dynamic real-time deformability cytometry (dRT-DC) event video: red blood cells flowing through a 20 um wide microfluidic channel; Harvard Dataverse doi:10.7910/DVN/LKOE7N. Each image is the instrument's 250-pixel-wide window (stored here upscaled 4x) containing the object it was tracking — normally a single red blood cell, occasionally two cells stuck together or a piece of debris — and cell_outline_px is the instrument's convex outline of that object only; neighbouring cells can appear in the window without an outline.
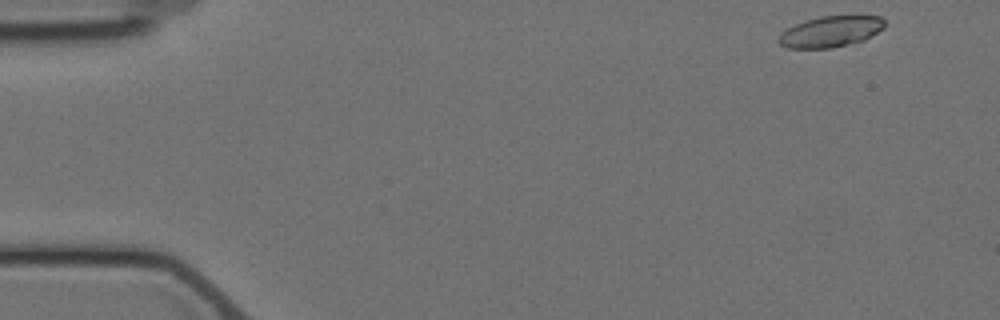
{"species": "Egyptian fruit bat (a non-hibernating species)", "species_latin": "Rousettus aegyptiacus", "temperature_condition": "cold", "stored_images_in_passage": 6, "camera_frame_rate_fps": 3000, "um_per_image_px": 0.085, "animal": {"sex": "female"}, "frame": {"image": 1, "passage_image": 1, "time_ms": 0.0, "image_size_px": [1000, 320], "cell_outline_px": [[884, 28], [864, 40], [832, 48], [788, 48], [780, 44], [776, 40], [780, 32], [804, 20], [820, 16], [880, 16], [884, 20]], "centroid_in_image_um": [70.56, 2.68], "position_along_channel_um": 14.4, "area_um2": 19.13}}
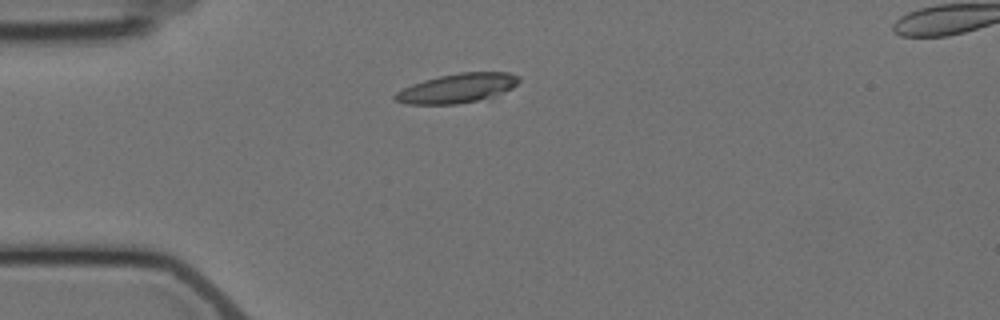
{"frame": {"image": 2, "passage_image": 4, "time_ms": 3.667, "image_size_px": [1000, 320], "cell_outline_px": [[520, 80], [512, 88], [492, 100], [456, 104], [404, 104], [396, 100], [392, 96], [396, 92], [412, 84], [424, 80], [440, 76], [460, 72], [508, 72], [520, 76]], "centroid_in_image_um": [38.94, 7.52], "position_along_channel_um": 46.1, "area_um2": 21.68}}